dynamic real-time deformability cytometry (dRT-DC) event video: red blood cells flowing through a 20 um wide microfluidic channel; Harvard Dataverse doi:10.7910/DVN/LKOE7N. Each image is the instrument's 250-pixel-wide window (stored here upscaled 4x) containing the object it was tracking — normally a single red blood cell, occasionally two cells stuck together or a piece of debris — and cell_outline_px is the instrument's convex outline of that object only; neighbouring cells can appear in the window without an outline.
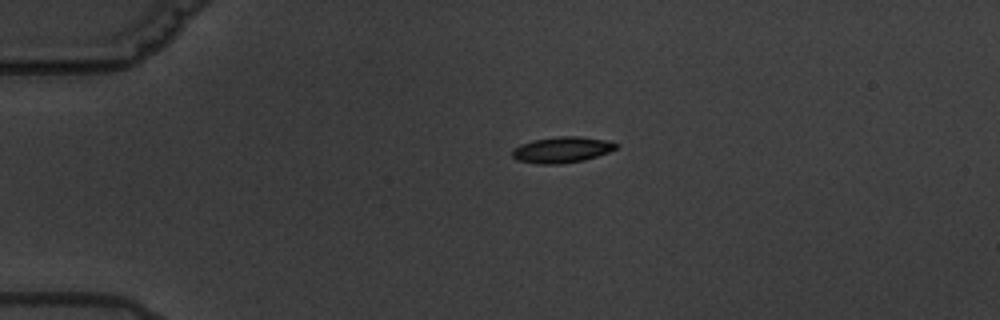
{"species": "common noctule bat (a hibernating species)", "species_latin": "Nyctalus noctula", "temperature_condition": "warm", "stored_images_in_passage": 7, "camera_frame_rate_fps": 3000, "um_per_image_px": 0.085, "animal": {"sex": "male", "body_mass_g": 19.5, "forearm_length_mm": 54.6}, "frame": {"image": 1, "passage_image": 1, "time_ms": 0.0, "image_size_px": [1000, 320], "cell_outline_px": [[620, 144], [616, 148], [608, 152], [584, 160], [560, 164], [540, 164], [516, 160], [512, 156], [512, 148], [520, 144], [532, 140], [560, 136], [580, 136], [604, 140]], "centroid_in_image_um": [47.72, 12.73], "position_along_channel_um": 37.3, "area_um2": 15.72}}
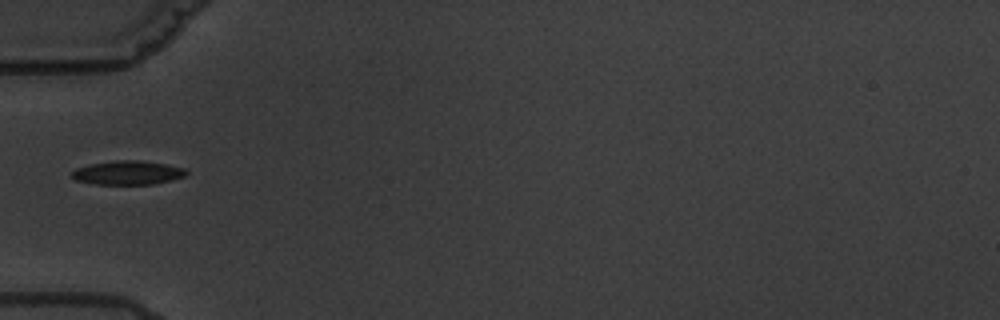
{"frame": {"image": 2, "passage_image": 3, "time_ms": 2.333, "image_size_px": [1000, 320], "cell_outline_px": [[188, 172], [184, 176], [172, 180], [152, 184], [96, 184], [76, 180], [72, 176], [72, 172], [76, 168], [92, 164], [116, 160], [140, 160], [164, 164], [184, 168]], "centroid_in_image_um": [10.87, 14.68], "position_along_channel_um": 74.1, "area_um2": 15.72}}
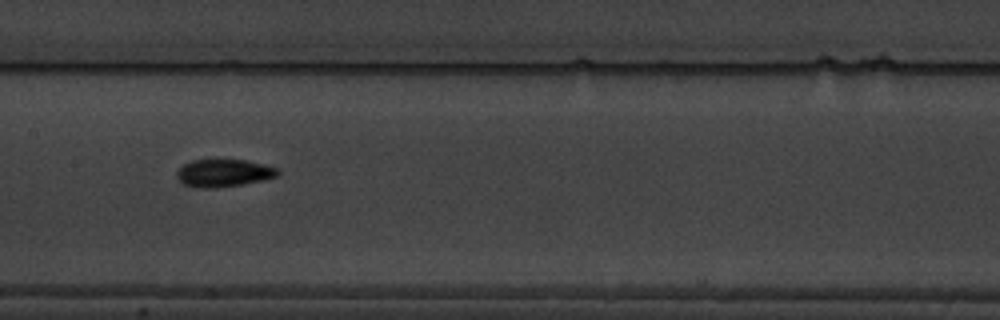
{"frame": {"image": 3, "passage_image": 6, "time_ms": 5.667, "image_size_px": [1000, 320], "cell_outline_px": [[280, 176], [264, 180], [244, 184], [216, 188], [204, 188], [184, 184], [176, 176], [176, 172], [184, 164], [192, 160], [244, 160], [264, 164], [276, 168], [280, 172]], "centroid_in_image_um": [19.05, 14.71], "position_along_channel_um": 188.3, "area_um2": 16.18}}